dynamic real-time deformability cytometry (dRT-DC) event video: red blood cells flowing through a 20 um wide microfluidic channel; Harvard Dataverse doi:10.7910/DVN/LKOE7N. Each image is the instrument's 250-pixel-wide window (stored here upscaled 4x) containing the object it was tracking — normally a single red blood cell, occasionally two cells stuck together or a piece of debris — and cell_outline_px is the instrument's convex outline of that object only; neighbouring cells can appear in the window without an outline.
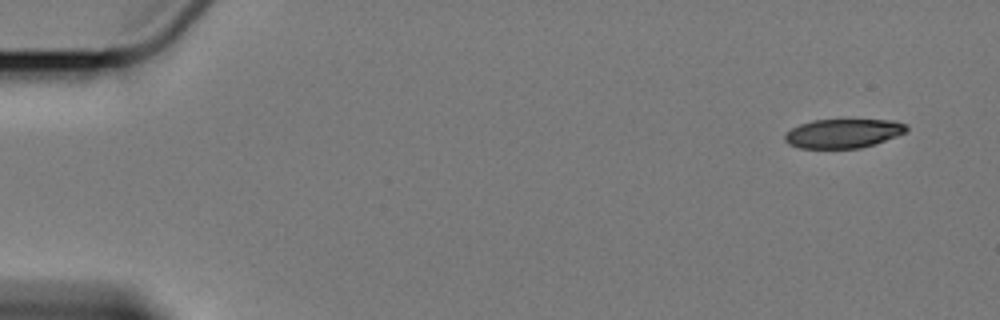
{"species": "Egyptian fruit bat (a non-hibernating species)", "species_latin": "Rousettus aegyptiacus", "temperature_condition": "cold", "stored_images_in_passage": 7, "segment_of_instrument_passage": [2, 2], "camera_frame_rate_fps": 3000, "um_per_image_px": 0.085, "animal": {"sex": "female"}, "frame": {"image": 1, "passage_image": 7, "time_ms": 8.0, "image_size_px": [1000, 320], "cell_outline_px": [[908, 128], [904, 132], [896, 136], [860, 148], [800, 148], [788, 144], [784, 140], [784, 132], [800, 124], [812, 120], [896, 120], [908, 124]], "centroid_in_image_um": [71.64, 11.33], "position_along_channel_um": 13.4, "area_um2": 20.58}}